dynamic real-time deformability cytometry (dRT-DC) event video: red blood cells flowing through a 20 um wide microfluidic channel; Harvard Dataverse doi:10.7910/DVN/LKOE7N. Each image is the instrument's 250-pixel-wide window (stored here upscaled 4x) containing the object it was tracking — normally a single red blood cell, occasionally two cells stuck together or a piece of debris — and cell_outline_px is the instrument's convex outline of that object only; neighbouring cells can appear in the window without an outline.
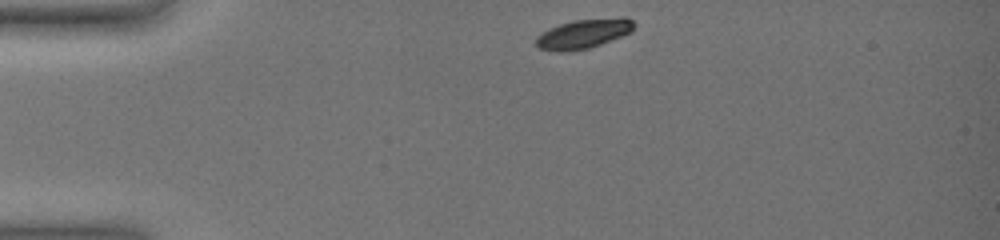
{"species": "common noctule bat (a hibernating species)", "species_latin": "Nyctalus noctula", "temperature_condition": "warm", "stored_images_in_passage": 50, "camera_frame_rate_fps": 3000, "um_per_image_px": 0.085, "animal": {"sex": "female", "body_mass_g": 19.0, "forearm_length_mm": 51.5}, "frame": {"image": 1, "passage_image": 1, "time_ms": 0.0, "image_size_px": [1000, 240], "cell_outline_px": [[636, 24], [632, 32], [600, 44], [588, 48], [568, 52], [560, 52], [540, 48], [536, 44], [536, 36], [540, 32], [548, 28], [572, 20], [620, 16], [624, 16], [632, 20]], "centroid_in_image_um": [49.62, 2.84], "position_along_channel_um": 35.4, "area_um2": 17.11}}
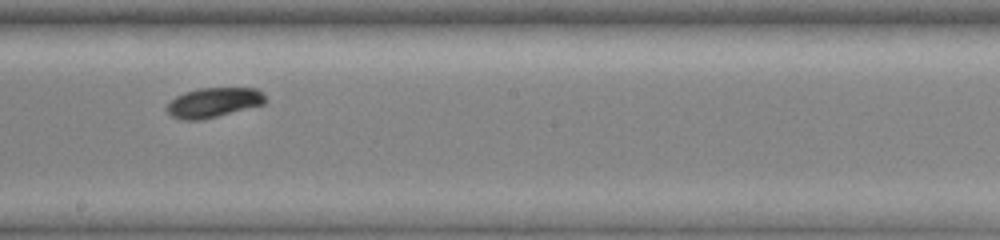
{"frame": {"image": 2, "passage_image": 32, "time_ms": 7.0, "image_size_px": [1000, 240], "cell_outline_px": [[268, 100], [264, 104], [200, 120], [184, 120], [172, 116], [164, 108], [176, 96], [184, 92], [200, 88], [256, 88]], "centroid_in_image_um": [18.14, 8.71], "position_along_channel_um": 230.1, "area_um2": 16.88}}
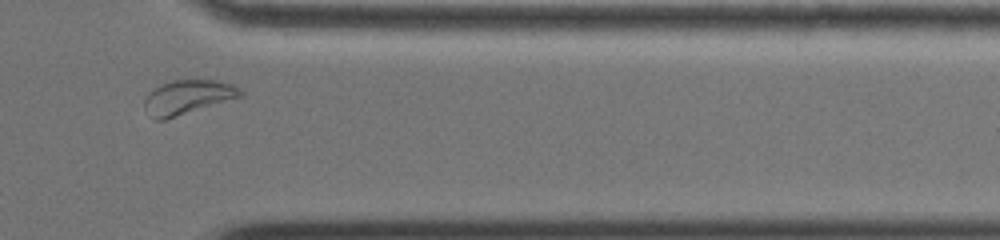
{"frame": {"image": 3, "passage_image": 46, "time_ms": 11.667, "image_size_px": [1000, 240], "cell_outline_px": [[244, 92], [240, 96], [164, 120], [156, 120], [144, 104], [144, 100], [156, 88], [172, 80], [192, 76], [216, 80], [232, 84], [240, 88]], "centroid_in_image_um": [16.01, 8.18], "position_along_channel_um": 395.4, "area_um2": 18.96}, "authors_computed_cell_mechanics": {"area_um2": 17.3978, "velocity_mm_per_s": 3.5252, "shape_relaxation_time_tau1_ms": 2.503, "shape_relaxation_time_tau2_ms": null, "deformation_change_tau1": 0.0922, "deformation_change_tau2": null}}